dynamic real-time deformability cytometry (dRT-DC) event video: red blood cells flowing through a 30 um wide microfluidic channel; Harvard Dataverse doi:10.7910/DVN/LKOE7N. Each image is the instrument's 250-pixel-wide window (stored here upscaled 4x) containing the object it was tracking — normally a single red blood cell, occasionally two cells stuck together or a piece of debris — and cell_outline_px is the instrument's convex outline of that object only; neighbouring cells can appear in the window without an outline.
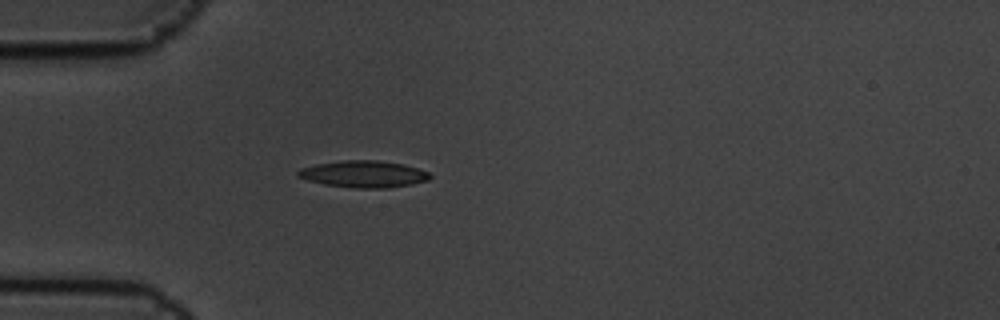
{"species": "common noctule bat (a hibernating species)", "species_latin": "Nyctalus noctula", "temperature_condition": "cold", "stored_images_in_passage": 4, "camera_frame_rate_fps": 3000, "um_per_image_px": 0.085, "animal": {"sex": "male", "body_mass_g": 19.5, "forearm_length_mm": 54.6}, "frame": {"image": 1, "passage_image": 4, "time_ms": 1.0, "image_size_px": [1000, 320], "cell_outline_px": [[432, 176], [428, 180], [412, 184], [388, 188], [352, 188], [324, 184], [308, 180], [296, 176], [296, 172], [300, 168], [316, 164], [344, 160], [376, 160], [404, 164], [428, 172]], "centroid_in_image_um": [30.89, 14.8], "position_along_channel_um": 54.1, "area_um2": 20.63}}